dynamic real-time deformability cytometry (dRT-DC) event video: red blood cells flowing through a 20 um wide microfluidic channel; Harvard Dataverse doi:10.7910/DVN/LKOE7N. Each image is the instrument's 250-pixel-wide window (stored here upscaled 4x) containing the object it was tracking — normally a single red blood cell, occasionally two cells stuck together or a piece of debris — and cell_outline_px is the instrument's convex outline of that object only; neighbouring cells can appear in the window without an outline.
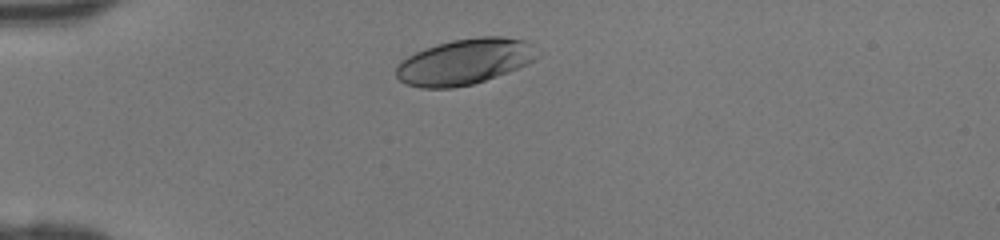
{"species": "human", "species_latin": "Homo sapiens", "temperature_condition": "room temperature", "stored_images_in_passage": 29, "camera_frame_rate_fps": 3000, "um_per_image_px": 0.085, "donor": {"sex": "female"}, "frame": {"image": 1, "passage_image": 1, "time_ms": 0.0, "image_size_px": [1000, 240], "cell_outline_px": [[544, 52], [540, 56], [528, 64], [508, 72], [472, 84], [452, 88], [420, 88], [408, 84], [400, 80], [396, 76], [396, 64], [400, 60], [424, 48], [452, 40], [480, 36], [504, 36], [524, 40]], "centroid_in_image_um": [39.54, 5.23], "position_along_channel_um": 45.5, "area_um2": 37.97}}
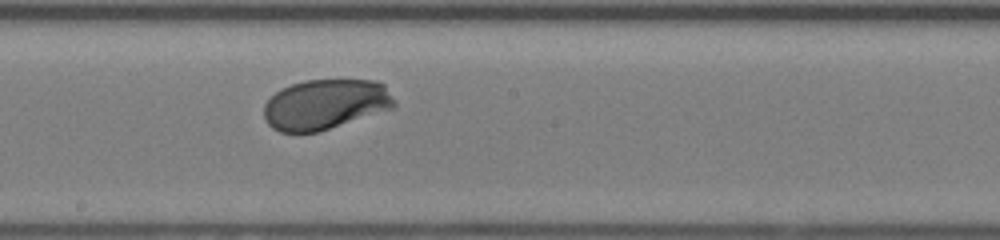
{"frame": {"image": 2, "passage_image": 15, "time_ms": 4.667, "image_size_px": [1000, 240], "cell_outline_px": [[396, 108], [316, 132], [280, 132], [272, 128], [264, 120], [264, 104], [276, 92], [292, 84], [304, 80], [376, 80], [384, 84], [396, 100]], "centroid_in_image_um": [27.69, 8.87], "position_along_channel_um": 220.5, "area_um2": 38.26}}
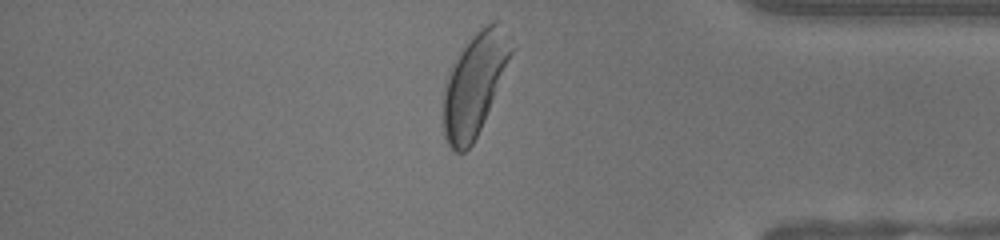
{"frame": {"image": 3, "passage_image": 28, "time_ms": 9.0, "image_size_px": [1000, 240], "cell_outline_px": [[516, 48], [480, 128], [472, 144], [464, 152], [456, 152], [448, 144], [444, 136], [440, 112], [440, 104], [448, 76], [460, 52], [476, 32], [480, 28], [496, 20], [500, 20], [512, 32]], "centroid_in_image_um": [40.37, 7.1], "position_along_channel_um": 394.8, "area_um2": 41.04}}